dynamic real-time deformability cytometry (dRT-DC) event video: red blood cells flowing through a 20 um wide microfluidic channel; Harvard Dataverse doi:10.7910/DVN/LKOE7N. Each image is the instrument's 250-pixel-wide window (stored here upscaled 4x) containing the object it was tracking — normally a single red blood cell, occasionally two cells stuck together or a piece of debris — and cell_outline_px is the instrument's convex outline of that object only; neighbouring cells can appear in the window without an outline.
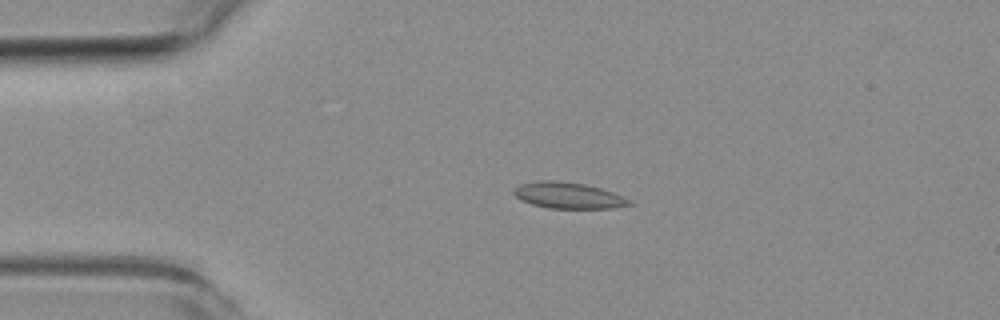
{"species": "common noctule bat (a hibernating species)", "species_latin": "Nyctalus noctula", "temperature_condition": "room temperature", "stored_images_in_passage": 2, "camera_frame_rate_fps": 3000, "um_per_image_px": 0.085, "animal": {"sex": "female", "body_mass_g": 19.3, "forearm_length_mm": 54.1}, "frame": {"image": 1, "passage_image": 1, "time_ms": 0.0, "image_size_px": [1000, 320], "cell_outline_px": [[632, 204], [612, 208], [548, 208], [532, 204], [520, 200], [512, 192], [512, 188], [520, 184], [536, 180], [556, 180], [584, 184], [600, 188], [612, 192], [632, 200]], "centroid_in_image_um": [48.25, 16.6], "position_along_channel_um": 36.7, "area_um2": 17.69}}